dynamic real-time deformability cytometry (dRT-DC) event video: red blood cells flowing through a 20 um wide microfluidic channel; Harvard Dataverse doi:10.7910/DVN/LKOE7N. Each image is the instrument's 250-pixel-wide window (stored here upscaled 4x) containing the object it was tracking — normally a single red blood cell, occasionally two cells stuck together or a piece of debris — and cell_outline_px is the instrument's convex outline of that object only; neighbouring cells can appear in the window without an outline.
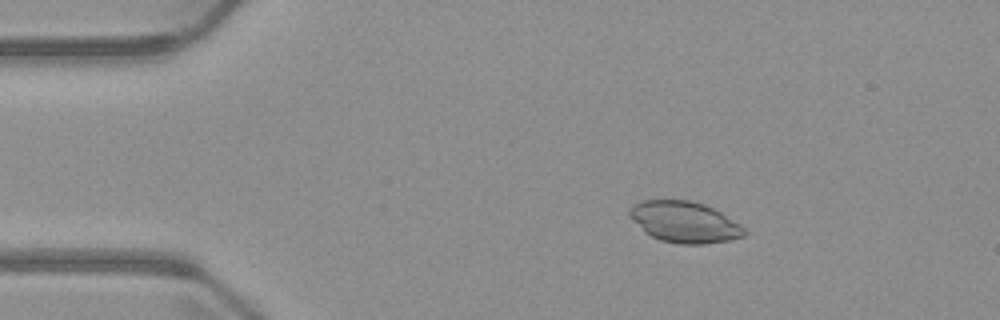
{"species": "common noctule bat (a hibernating species)", "species_latin": "Nyctalus noctula", "temperature_condition": "warm", "stored_images_in_passage": 4, "camera_frame_rate_fps": 3000, "um_per_image_px": 0.085, "animal": {"sex": "male", "body_mass_g": 23.1, "forearm_length_mm": 52.7}, "frame": {"image": 1, "passage_image": 2, "time_ms": 1.0, "image_size_px": [1000, 320], "cell_outline_px": [[748, 232], [744, 236], [732, 240], [704, 244], [680, 244], [660, 240], [644, 232], [628, 216], [628, 212], [640, 200], [692, 200], [704, 204], [720, 212], [740, 224]], "centroid_in_image_um": [58.19, 18.88], "position_along_channel_um": 26.8, "area_um2": 27.57}}